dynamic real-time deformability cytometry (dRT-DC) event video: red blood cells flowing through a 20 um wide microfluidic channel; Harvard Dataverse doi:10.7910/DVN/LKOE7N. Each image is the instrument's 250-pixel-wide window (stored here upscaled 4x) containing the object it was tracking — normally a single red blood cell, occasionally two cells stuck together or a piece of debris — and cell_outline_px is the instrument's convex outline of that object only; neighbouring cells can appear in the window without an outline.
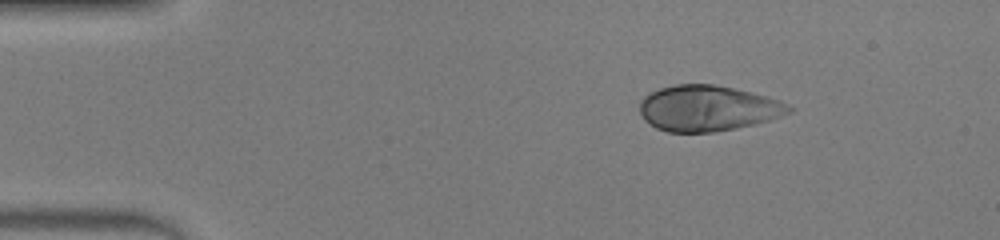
{"species": "human", "species_latin": "Homo sapiens", "temperature_condition": "warm", "stored_images_in_passage": 41, "camera_frame_rate_fps": 3000, "um_per_image_px": 0.085, "donor": {"sex": "male"}, "frame": {"image": 1, "passage_image": 1, "time_ms": 0.0, "image_size_px": [1000, 240], "cell_outline_px": [[796, 108], [792, 112], [768, 120], [736, 128], [712, 132], [668, 132], [656, 128], [644, 120], [640, 112], [640, 100], [644, 96], [660, 88], [676, 84], [716, 84], [780, 100]], "centroid_in_image_um": [60.15, 9.2], "position_along_channel_um": 24.8, "area_um2": 39.59}}
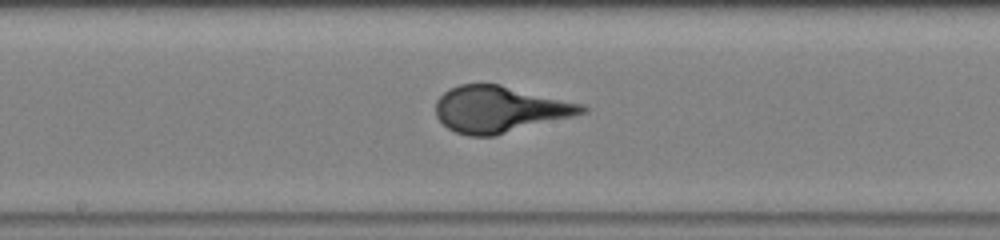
{"frame": {"image": 2, "passage_image": 19, "time_ms": 6.0, "image_size_px": [1000, 240], "cell_outline_px": [[588, 112], [496, 136], [468, 136], [456, 132], [448, 128], [436, 116], [436, 100], [448, 88], [460, 84], [500, 84], [584, 104], [588, 108]], "centroid_in_image_um": [42.47, 9.29], "position_along_channel_um": 205.7, "area_um2": 39.65}}
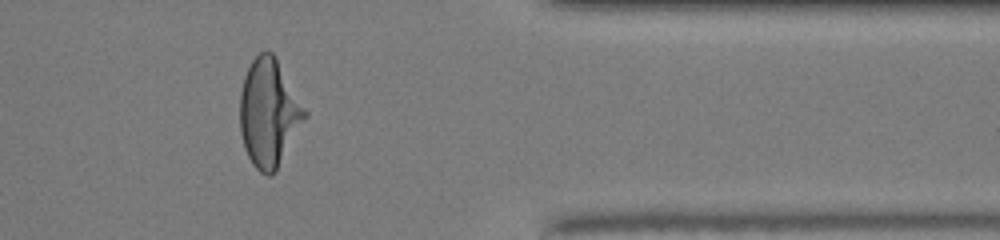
{"frame": {"image": 3, "passage_image": 33, "time_ms": 10.667, "image_size_px": [1000, 240], "cell_outline_px": [[308, 116], [276, 172], [272, 176], [268, 176], [260, 172], [252, 164], [244, 148], [240, 132], [240, 92], [244, 76], [252, 60], [260, 52], [268, 48], [276, 56], [308, 112]], "centroid_in_image_um": [22.87, 9.6], "position_along_channel_um": 388.5, "area_um2": 41.33}}